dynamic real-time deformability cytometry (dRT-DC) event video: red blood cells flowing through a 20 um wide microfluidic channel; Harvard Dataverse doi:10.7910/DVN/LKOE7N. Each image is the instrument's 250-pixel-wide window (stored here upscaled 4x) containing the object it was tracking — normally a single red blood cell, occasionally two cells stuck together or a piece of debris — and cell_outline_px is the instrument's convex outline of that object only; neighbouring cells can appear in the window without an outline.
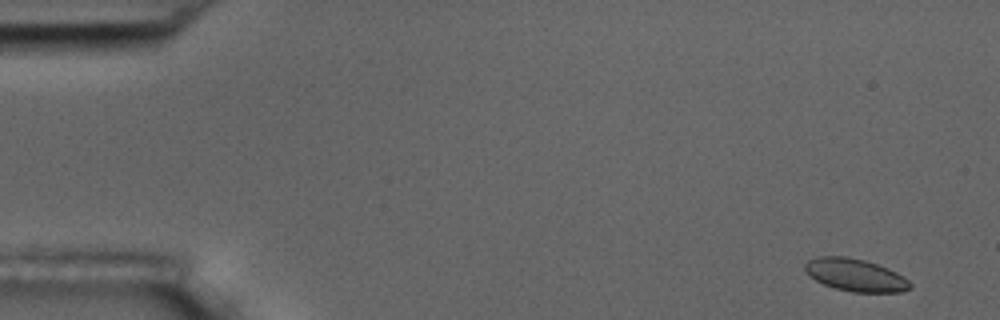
{"species": "common noctule bat (a hibernating species)", "species_latin": "Nyctalus noctula", "temperature_condition": "room temperature", "stored_images_in_passage": 5, "camera_frame_rate_fps": 3000, "um_per_image_px": 0.085, "animal": {"sex": "male", "body_mass_g": 17.5, "forearm_length_mm": 52.3}, "frame": {"image": 1, "passage_image": 1, "time_ms": 0.0, "image_size_px": [1000, 320], "cell_outline_px": [[912, 288], [900, 292], [852, 292], [836, 288], [824, 284], [816, 280], [804, 268], [804, 264], [808, 260], [816, 256], [848, 256], [864, 260], [888, 268], [896, 272], [908, 280], [912, 284]], "centroid_in_image_um": [72.72, 23.37], "position_along_channel_um": 12.3, "area_um2": 19.83}}
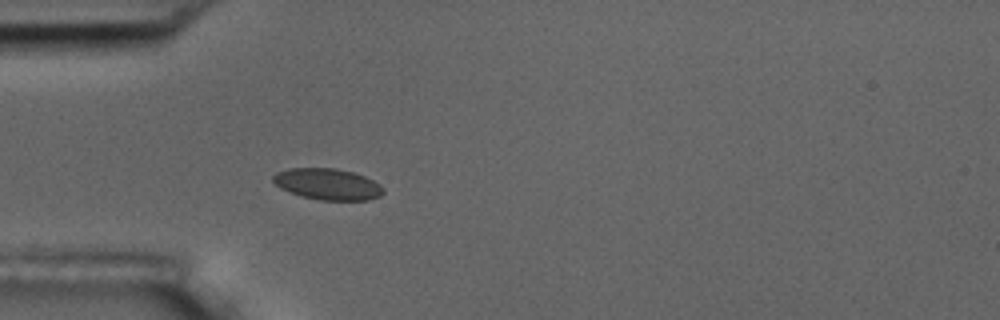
{"frame": {"image": 2, "passage_image": 5, "time_ms": 4.667, "image_size_px": [1000, 320], "cell_outline_px": [[384, 192], [380, 196], [368, 200], [320, 200], [304, 196], [280, 188], [272, 180], [272, 176], [276, 172], [288, 168], [336, 168], [352, 172], [364, 176], [380, 184], [384, 188]], "centroid_in_image_um": [27.86, 15.64], "position_along_channel_um": 57.1, "area_um2": 20.0}}